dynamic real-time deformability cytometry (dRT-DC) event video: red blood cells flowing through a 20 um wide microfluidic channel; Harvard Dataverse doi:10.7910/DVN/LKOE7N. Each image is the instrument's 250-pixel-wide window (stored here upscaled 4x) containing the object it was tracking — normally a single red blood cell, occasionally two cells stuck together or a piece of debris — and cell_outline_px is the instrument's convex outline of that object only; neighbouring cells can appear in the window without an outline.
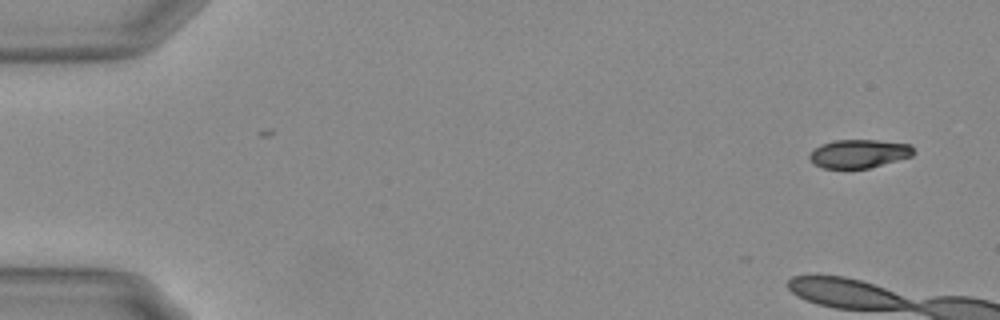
{"species": "Egyptian fruit bat (a non-hibernating species)", "species_latin": "Rousettus aegyptiacus", "temperature_condition": "warm", "stored_images_in_passage": 8, "camera_frame_rate_fps": 3000, "um_per_image_px": 0.085, "animal": {"sex": "female"}, "frame": {"image": 1, "passage_image": 1, "time_ms": 0.0, "image_size_px": [1000, 320], "cell_outline_px": [[916, 152], [912, 156], [868, 168], [824, 168], [816, 164], [808, 156], [820, 144], [832, 140], [876, 140], [912, 144]], "centroid_in_image_um": [73.06, 13.04], "position_along_channel_um": 11.9, "area_um2": 17.17}}